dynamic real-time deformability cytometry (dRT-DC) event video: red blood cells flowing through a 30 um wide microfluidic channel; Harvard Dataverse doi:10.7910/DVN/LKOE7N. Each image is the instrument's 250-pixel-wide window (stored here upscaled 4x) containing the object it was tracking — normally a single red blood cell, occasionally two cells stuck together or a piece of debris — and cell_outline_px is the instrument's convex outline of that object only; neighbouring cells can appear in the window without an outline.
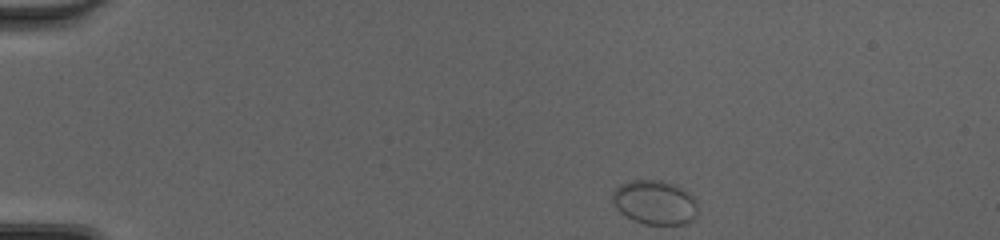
{"species": "common noctule bat (a hibernating species)", "species_latin": "Nyctalus noctula", "temperature_condition": "cold", "stored_images_in_passage": 41, "camera_frame_rate_fps": 3000, "um_per_image_px": 0.085, "animal": {"sex": "female", "body_mass_g": 20.0, "forearm_length_mm": 54.0}, "frame": {"image": 1, "passage_image": 1, "time_ms": 0.0, "image_size_px": [1000, 240], "cell_outline_px": [[696, 216], [692, 220], [684, 224], [644, 224], [632, 220], [624, 216], [616, 208], [612, 200], [612, 192], [620, 184], [632, 180], [660, 180], [672, 184], [680, 188], [692, 196], [696, 204]], "centroid_in_image_um": [55.61, 17.21], "position_along_channel_um": 29.4, "area_um2": 21.85}}
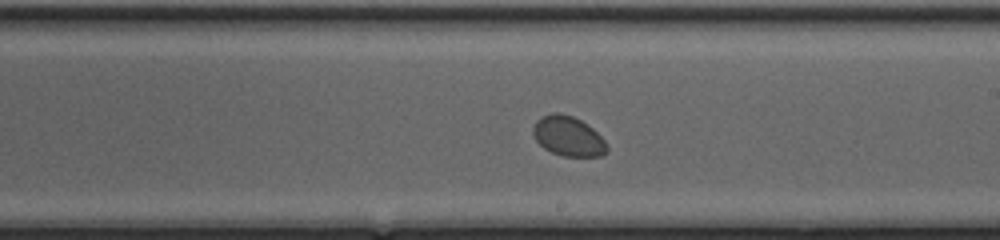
{"frame": {"image": 2, "passage_image": 22, "time_ms": 7.0, "image_size_px": [1000, 240], "cell_outline_px": [[608, 152], [600, 156], [564, 156], [552, 152], [544, 148], [536, 140], [532, 132], [532, 128], [536, 120], [540, 116], [552, 112], [560, 112], [572, 116], [580, 120], [592, 128], [604, 140], [608, 148]], "centroid_in_image_um": [48.27, 11.56], "position_along_channel_um": 240.7, "area_um2": 17.17}}
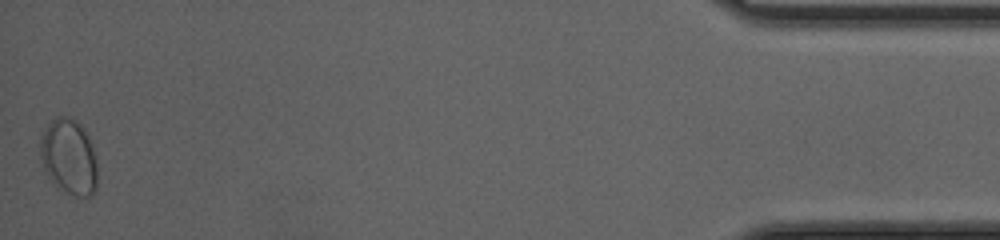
{"frame": {"image": 3, "passage_image": 41, "time_ms": 13.333, "image_size_px": [1000, 240], "cell_outline_px": [[96, 192], [92, 196], [76, 196], [56, 188], [48, 176], [44, 168], [40, 156], [40, 136], [48, 124], [56, 116], [68, 116], [76, 120], [84, 128], [92, 144], [96, 156]], "centroid_in_image_um": [5.86, 13.33], "position_along_channel_um": 429.3, "area_um2": 25.49}, "authors_computed_cell_mechanics": {"area_um2": 18.0914, "velocity_mm_per_s": 4.2553, "shape_relaxation_time_tau1_ms": null, "shape_relaxation_time_tau2_ms": 2.4103, "deformation_change_tau1": null, "deformation_change_tau2": 0.0318}}